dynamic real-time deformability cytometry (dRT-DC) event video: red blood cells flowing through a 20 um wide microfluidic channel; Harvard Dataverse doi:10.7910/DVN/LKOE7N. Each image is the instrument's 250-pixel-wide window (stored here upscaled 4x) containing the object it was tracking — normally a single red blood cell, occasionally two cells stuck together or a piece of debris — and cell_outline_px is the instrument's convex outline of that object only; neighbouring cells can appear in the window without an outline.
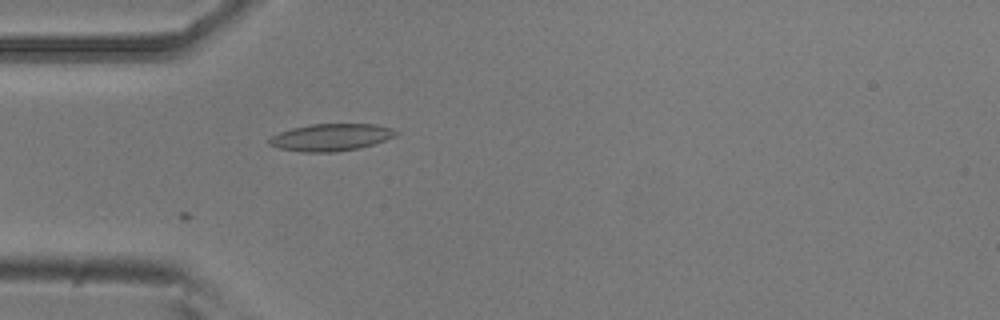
{"species": "common noctule bat (a hibernating species)", "species_latin": "Nyctalus noctula", "temperature_condition": "room temperature", "stored_images_in_passage": 28, "camera_frame_rate_fps": 3000, "um_per_image_px": 0.085, "animal": {"sex": "male", "body_mass_g": 20.5, "forearm_length_mm": 52.5}, "frame": {"image": 1, "passage_image": 1, "time_ms": 0.0, "image_size_px": [1000, 320], "cell_outline_px": [[400, 132], [396, 136], [376, 144], [360, 148], [336, 152], [300, 152], [276, 148], [268, 144], [268, 140], [272, 136], [280, 132], [292, 128], [308, 124], [376, 124], [392, 128]], "centroid_in_image_um": [28.15, 11.68], "position_along_channel_um": 56.8, "area_um2": 20.4}}
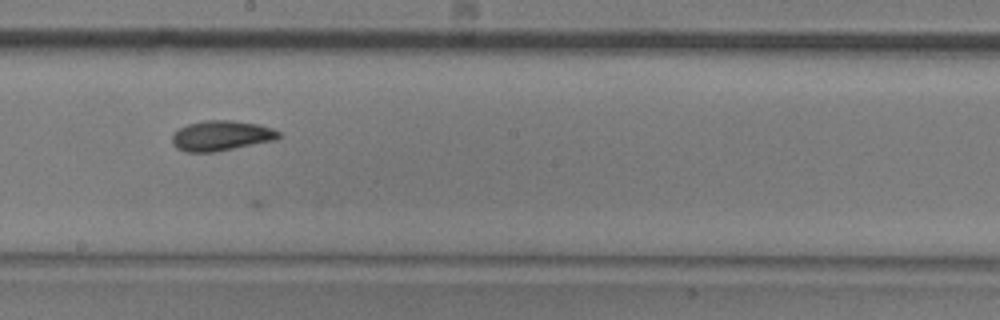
{"frame": {"image": 2, "passage_image": 15, "time_ms": 4.667, "image_size_px": [1000, 320], "cell_outline_px": [[280, 136], [276, 140], [216, 152], [188, 152], [176, 148], [172, 144], [172, 132], [188, 124], [204, 120], [232, 120], [260, 124], [272, 128], [280, 132]], "centroid_in_image_um": [18.8, 11.53], "position_along_channel_um": 229.4, "area_um2": 18.96}}
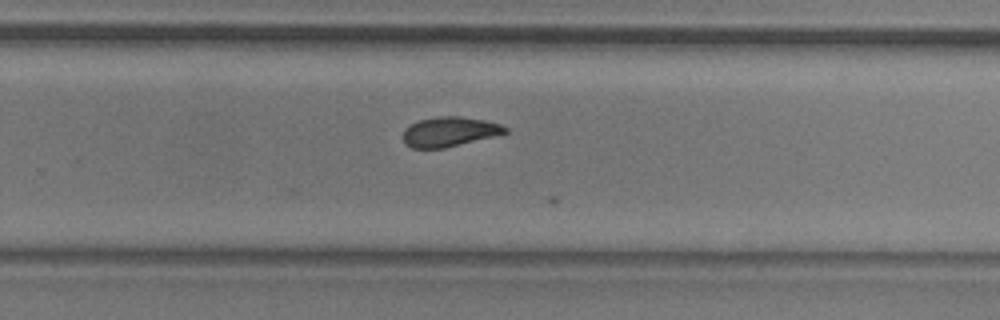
{"frame": {"image": 3, "passage_image": 20, "time_ms": 6.333, "image_size_px": [1000, 320], "cell_outline_px": [[508, 132], [444, 148], [412, 148], [404, 144], [404, 128], [420, 120], [440, 116], [460, 116], [484, 120], [500, 124], [508, 128]], "centroid_in_image_um": [38.18, 11.19], "position_along_channel_um": 291.6, "area_um2": 17.4}}